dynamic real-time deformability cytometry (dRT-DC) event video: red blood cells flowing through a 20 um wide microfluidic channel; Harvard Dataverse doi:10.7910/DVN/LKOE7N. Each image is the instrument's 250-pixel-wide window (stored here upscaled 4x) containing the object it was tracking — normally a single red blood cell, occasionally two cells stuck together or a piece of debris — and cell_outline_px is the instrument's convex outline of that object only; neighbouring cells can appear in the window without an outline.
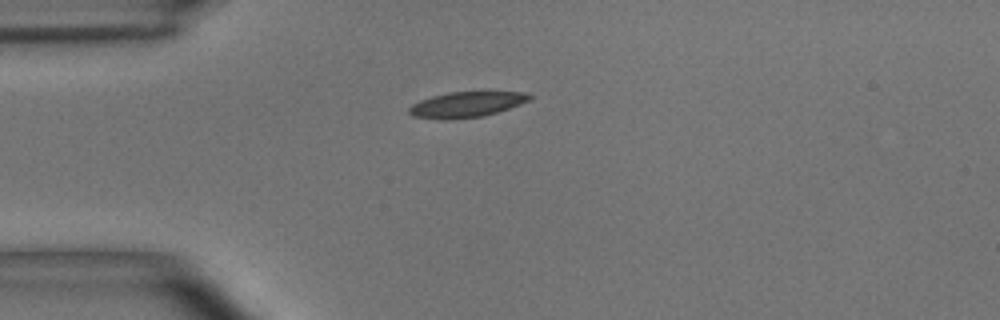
{"species": "common noctule bat (a hibernating species)", "species_latin": "Nyctalus noctula", "temperature_condition": "room temperature", "stored_images_in_passage": 42, "camera_frame_rate_fps": 3000, "um_per_image_px": 0.085, "animal": {"sex": "male", "body_mass_g": 15.6}, "frame": {"image": 1, "passage_image": 1, "time_ms": 0.0, "image_size_px": [1000, 320], "cell_outline_px": [[532, 96], [528, 100], [520, 104], [484, 116], [452, 120], [440, 120], [412, 116], [408, 112], [408, 108], [412, 104], [420, 100], [432, 96], [448, 92], [524, 92]], "centroid_in_image_um": [39.58, 8.9], "position_along_channel_um": 45.4, "area_um2": 17.92}}
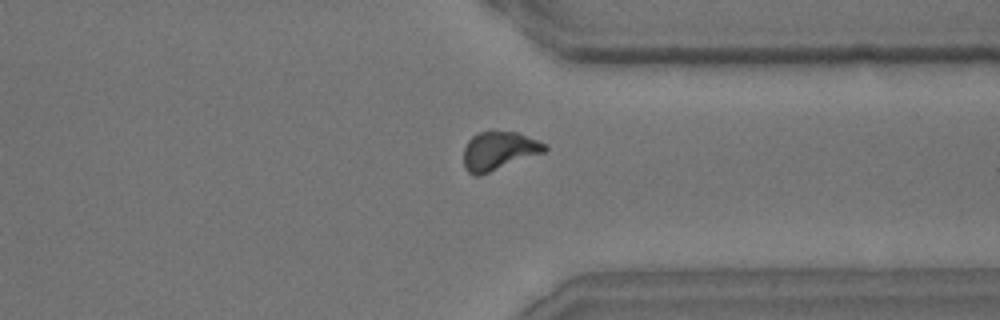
{"frame": {"image": 2, "passage_image": 29, "time_ms": 9.333, "image_size_px": [1000, 320], "cell_outline_px": [[548, 148], [544, 152], [480, 176], [476, 176], [468, 172], [464, 168], [464, 148], [468, 140], [472, 136], [480, 132], [516, 132], [548, 144]], "centroid_in_image_um": [42.39, 12.84], "position_along_channel_um": 369.0, "area_um2": 18.09}}
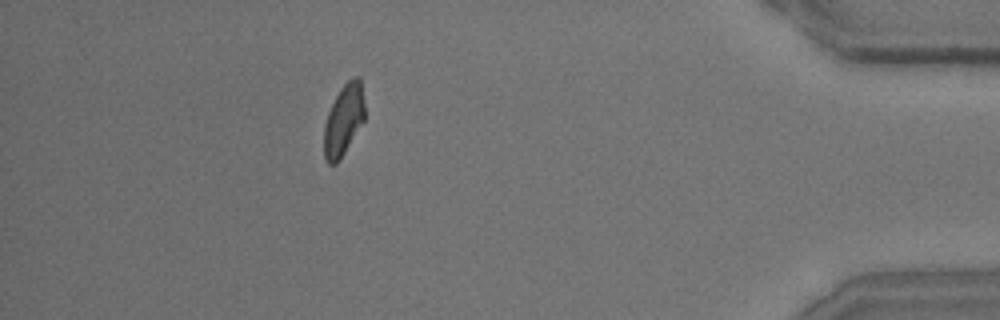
{"frame": {"image": 3, "passage_image": 36, "time_ms": 11.667, "image_size_px": [1000, 320], "cell_outline_px": [[364, 120], [340, 160], [336, 164], [328, 164], [324, 160], [324, 124], [328, 112], [340, 88], [348, 80], [356, 76], [360, 76], [364, 104]], "centroid_in_image_um": [29.19, 10.22], "position_along_channel_um": 406.0, "area_um2": 16.88}, "authors_computed_cell_mechanics": {"area_um2": 17.8891, "velocity_mm_per_s": 3.6478, "shape_relaxation_time_tau1_ms": 6.9036, "shape_relaxation_time_tau2_ms": 4.5419, "deformation_change_tau1": 0.1714, "deformation_change_tau2": 0.113}}